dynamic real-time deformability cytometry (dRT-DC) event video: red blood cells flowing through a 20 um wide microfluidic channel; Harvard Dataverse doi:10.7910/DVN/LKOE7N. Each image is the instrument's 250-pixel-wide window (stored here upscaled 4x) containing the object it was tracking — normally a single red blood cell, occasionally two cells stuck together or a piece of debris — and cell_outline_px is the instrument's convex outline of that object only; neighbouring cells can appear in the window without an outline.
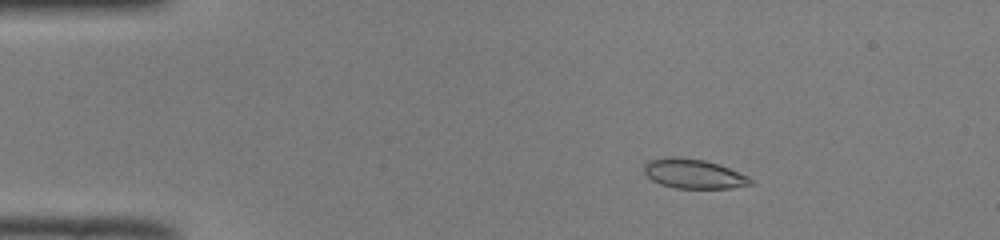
{"species": "common noctule bat (a hibernating species)", "species_latin": "Nyctalus noctula", "temperature_condition": "room temperature", "stored_images_in_passage": 51, "camera_frame_rate_fps": 3000, "um_per_image_px": 0.085, "animal": {"sex": "male", "body_mass_g": 19.0, "forearm_length_mm": 50.8}, "frame": {"image": 1, "passage_image": 8, "time_ms": 2.333, "image_size_px": [1000, 240], "cell_outline_px": [[752, 184], [732, 188], [676, 188], [660, 184], [652, 180], [644, 172], [644, 164], [648, 160], [704, 160], [728, 168], [748, 176], [752, 180]], "centroid_in_image_um": [59.0, 14.83], "position_along_channel_um": 26.0, "area_um2": 17.28}}
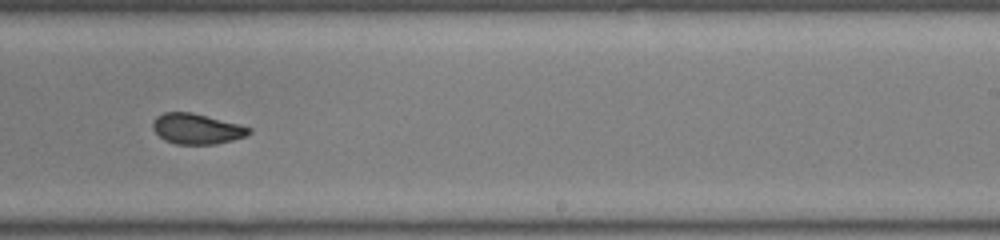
{"frame": {"image": 2, "passage_image": 32, "time_ms": 10.333, "image_size_px": [1000, 240], "cell_outline_px": [[252, 132], [244, 136], [232, 140], [216, 144], [176, 144], [164, 140], [152, 128], [152, 124], [156, 116], [164, 112], [192, 112], [240, 124], [252, 128]], "centroid_in_image_um": [16.72, 10.94], "position_along_channel_um": 272.3, "area_um2": 17.11}}
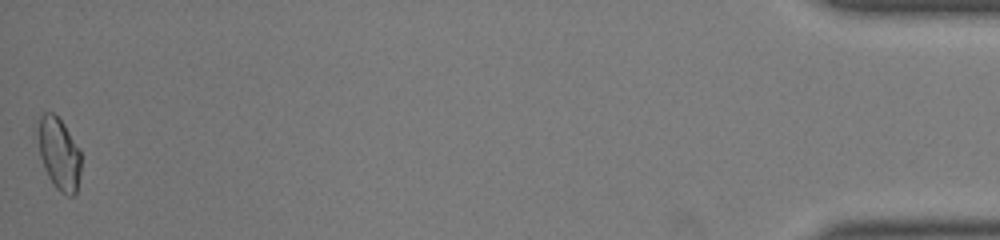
{"frame": {"image": 3, "passage_image": 51, "time_ms": 16.667, "image_size_px": [1000, 240], "cell_outline_px": [[80, 172], [76, 192], [72, 196], [68, 196], [60, 192], [56, 188], [48, 176], [44, 168], [40, 156], [40, 116], [44, 112], [52, 112], [64, 124], [80, 152]], "centroid_in_image_um": [5.04, 13.11], "position_along_channel_um": 430.2, "area_um2": 17.46}, "authors_computed_cell_mechanics": {"area_um2": 17.918, "velocity_mm_per_s": 3.9583, "shape_relaxation_time_tau1_ms": 7.5633, "shape_relaxation_time_tau2_ms": 1.383, "deformation_change_tau1": 0.1494, "deformation_change_tau2": 0.0619}}